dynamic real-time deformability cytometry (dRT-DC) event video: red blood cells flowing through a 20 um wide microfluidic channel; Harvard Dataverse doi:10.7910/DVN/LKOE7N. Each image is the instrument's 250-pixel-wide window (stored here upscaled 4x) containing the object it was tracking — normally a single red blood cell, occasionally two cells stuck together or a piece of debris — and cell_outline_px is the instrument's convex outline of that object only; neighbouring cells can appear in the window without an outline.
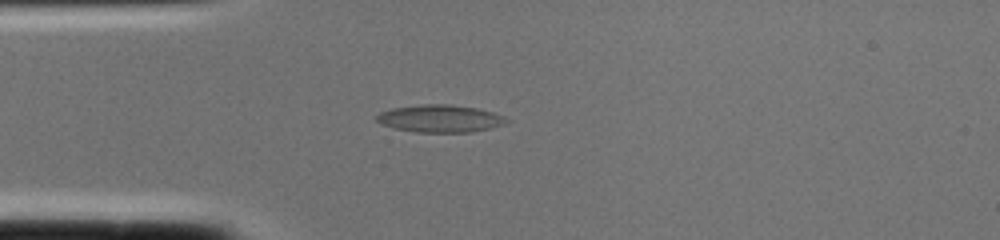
{"species": "common noctule bat (a hibernating species)", "species_latin": "Nyctalus noctula", "temperature_condition": "cold", "stored_images_in_passage": 1, "camera_frame_rate_fps": 3000, "um_per_image_px": 0.085, "animal": {"sex": "female", "body_mass_g": 22.0, "forearm_length_mm": 56.7}, "frame": {"image": 1, "passage_image": 1, "time_ms": 0.0, "image_size_px": [1000, 240], "cell_outline_px": [[508, 120], [504, 124], [472, 132], [416, 132], [396, 128], [380, 124], [376, 120], [376, 116], [380, 112], [392, 108], [420, 104], [452, 104], [476, 108], [492, 112], [504, 116]], "centroid_in_image_um": [37.38, 10.07], "position_along_channel_um": 47.6, "area_um2": 20.69}}